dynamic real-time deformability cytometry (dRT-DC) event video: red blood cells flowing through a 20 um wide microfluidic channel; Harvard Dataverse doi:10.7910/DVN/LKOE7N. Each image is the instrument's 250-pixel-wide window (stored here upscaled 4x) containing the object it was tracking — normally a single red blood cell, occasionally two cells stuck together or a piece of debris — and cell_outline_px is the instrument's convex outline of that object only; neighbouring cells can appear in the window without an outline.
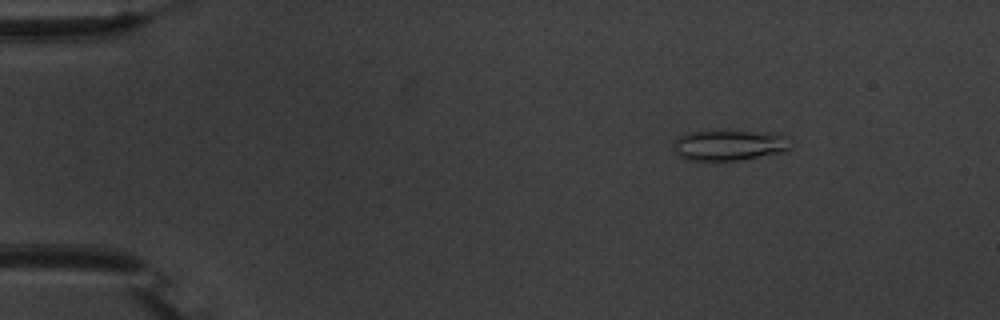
{"species": "common noctule bat (a hibernating species)", "species_latin": "Nyctalus noctula", "temperature_condition": "warm", "stored_images_in_passage": 48, "camera_frame_rate_fps": 3000, "um_per_image_px": 0.085, "animal": {"sex": "male", "body_mass_g": 20.1, "forearm_length_mm": 53.5}, "frame": {"image": 1, "passage_image": 1, "time_ms": 0.0, "image_size_px": [1000, 320], "cell_outline_px": [[792, 144], [784, 152], [740, 160], [688, 160], [680, 156], [676, 152], [672, 144], [680, 136], [688, 132], [752, 132], [784, 136]], "centroid_in_image_um": [61.95, 12.37], "position_along_channel_um": 23.1, "area_um2": 20.17}}
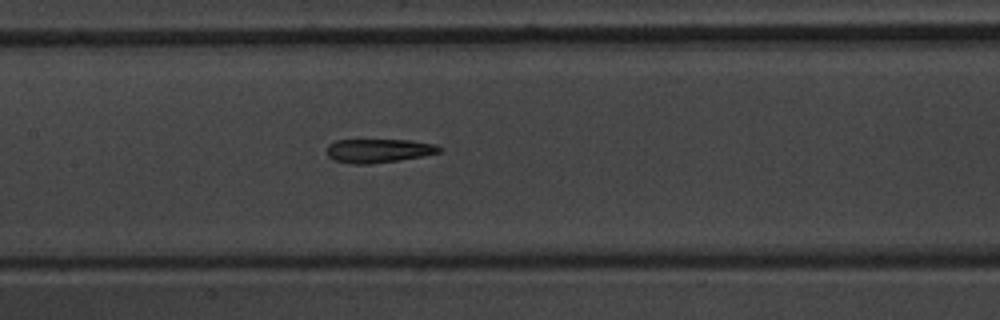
{"frame": {"image": 2, "passage_image": 20, "time_ms": 6.333, "image_size_px": [1000, 320], "cell_outline_px": [[444, 148], [440, 152], [424, 156], [400, 160], [372, 164], [352, 164], [332, 160], [328, 156], [328, 144], [336, 140], [408, 140], [436, 144]], "centroid_in_image_um": [32.2, 12.81], "position_along_channel_um": 175.2, "area_um2": 15.78}}
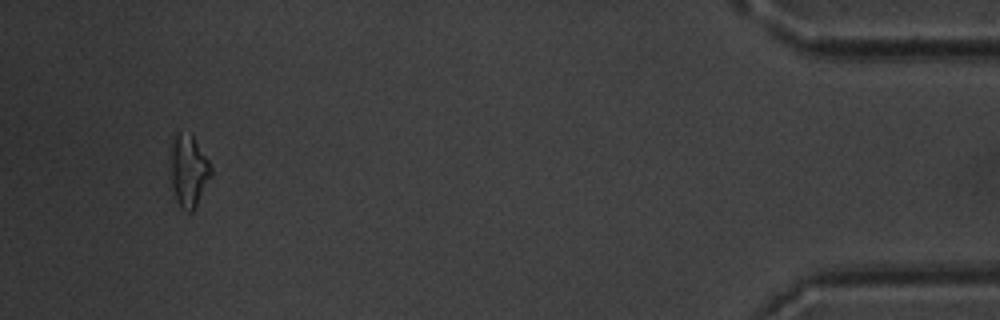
{"frame": {"image": 3, "passage_image": 45, "time_ms": 14.667, "image_size_px": [1000, 320], "cell_outline_px": [[212, 172], [196, 208], [192, 212], [188, 212], [180, 208], [176, 200], [172, 184], [168, 152], [168, 148], [172, 132], [180, 132], [192, 136], [208, 160], [212, 168]], "centroid_in_image_um": [15.96, 14.48], "position_along_channel_um": 419.2, "area_um2": 17.46}, "authors_computed_cell_mechanics": {"area_um2": 16.5597, "velocity_mm_per_s": 3.7509, "shape_relaxation_time_tau1_ms": 11.1536, "shape_relaxation_time_tau2_ms": 2.7381, "deformation_change_tau1": 0.2829, "deformation_change_tau2": 0.1245}}